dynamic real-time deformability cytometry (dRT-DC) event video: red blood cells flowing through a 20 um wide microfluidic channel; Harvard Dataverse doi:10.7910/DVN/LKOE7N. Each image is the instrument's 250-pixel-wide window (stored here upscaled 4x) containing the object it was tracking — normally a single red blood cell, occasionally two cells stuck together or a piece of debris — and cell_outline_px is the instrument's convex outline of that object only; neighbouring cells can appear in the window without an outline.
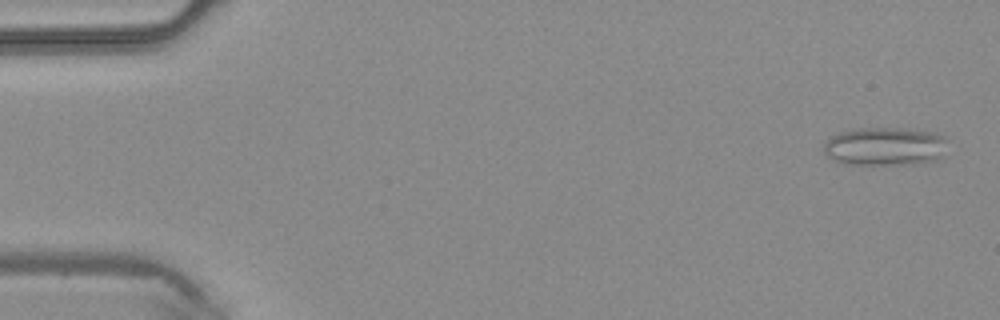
{"species": "common noctule bat (a hibernating species)", "species_latin": "Nyctalus noctula", "temperature_condition": "warm", "stored_images_in_passage": 4, "camera_frame_rate_fps": 3000, "um_per_image_px": 0.085, "animal": {"sex": "male", "body_mass_g": 20.4}, "frame": {"image": 1, "passage_image": 4, "time_ms": 1.0, "image_size_px": [1000, 320], "cell_outline_px": [[948, 140], [940, 156], [936, 160], [904, 164], [844, 164], [828, 156], [824, 152], [824, 144], [828, 136], [836, 132], [860, 128], [900, 128], [932, 132], [944, 136]], "centroid_in_image_um": [75.17, 12.42], "position_along_channel_um": 9.8, "area_um2": 27.63}}